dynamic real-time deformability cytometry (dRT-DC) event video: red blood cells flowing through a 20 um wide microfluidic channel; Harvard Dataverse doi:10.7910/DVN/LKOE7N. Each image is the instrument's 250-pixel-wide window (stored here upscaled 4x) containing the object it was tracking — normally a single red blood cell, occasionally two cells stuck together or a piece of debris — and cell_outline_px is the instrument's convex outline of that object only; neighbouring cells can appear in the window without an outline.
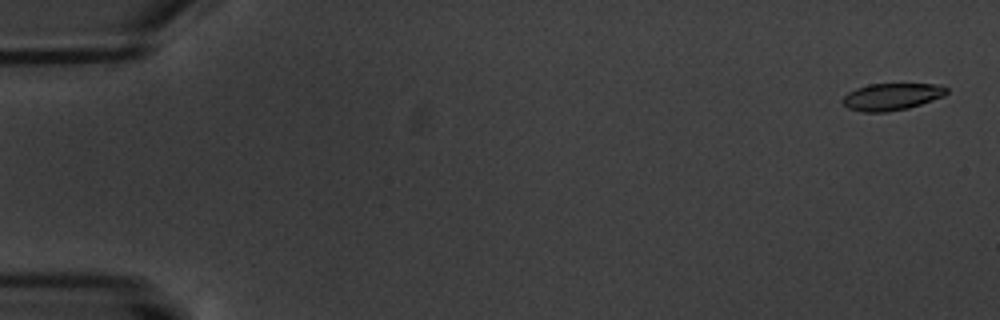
{"species": "common noctule bat (a hibernating species)", "species_latin": "Nyctalus noctula", "temperature_condition": "warm", "stored_images_in_passage": 4, "camera_frame_rate_fps": 3000, "um_per_image_px": 0.085, "animal": {"sex": "male", "body_mass_g": 20.1, "forearm_length_mm": 53.5}, "frame": {"image": 1, "passage_image": 1, "time_ms": 0.0, "image_size_px": [1000, 320], "cell_outline_px": [[948, 92], [944, 96], [908, 108], [888, 112], [864, 112], [848, 108], [840, 100], [848, 92], [856, 88], [868, 84], [940, 84], [948, 88]], "centroid_in_image_um": [75.79, 8.21], "position_along_channel_um": 9.2, "area_um2": 16.42}}